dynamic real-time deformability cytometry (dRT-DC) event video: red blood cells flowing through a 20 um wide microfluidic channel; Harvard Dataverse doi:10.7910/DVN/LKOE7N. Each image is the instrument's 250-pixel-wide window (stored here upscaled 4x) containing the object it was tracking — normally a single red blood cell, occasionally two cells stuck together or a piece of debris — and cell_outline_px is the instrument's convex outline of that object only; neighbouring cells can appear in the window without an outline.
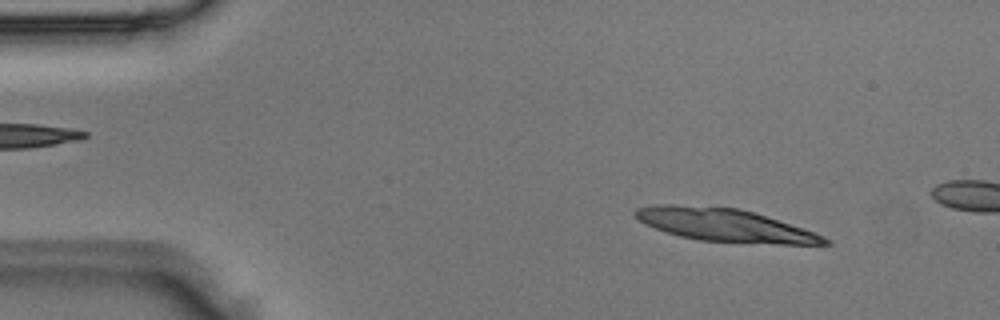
{"species": "Egyptian fruit bat (a non-hibernating species)", "species_latin": "Rousettus aegyptiacus", "temperature_condition": "room temperature", "stored_images_in_passage": 3, "camera_frame_rate_fps": 3000, "um_per_image_px": 0.085, "animal": {"sex": "male"}, "frame": {"image": 1, "passage_image": 1, "time_ms": 0.0, "image_size_px": [1000, 320], "cell_outline_px": [[832, 244], [780, 244], [700, 240], [680, 236], [656, 228], [640, 220], [632, 212], [636, 208], [652, 204], [676, 204], [740, 208], [824, 236], [832, 240]], "centroid_in_image_um": [61.57, 19.12], "position_along_channel_um": 23.4, "area_um2": 35.55}}